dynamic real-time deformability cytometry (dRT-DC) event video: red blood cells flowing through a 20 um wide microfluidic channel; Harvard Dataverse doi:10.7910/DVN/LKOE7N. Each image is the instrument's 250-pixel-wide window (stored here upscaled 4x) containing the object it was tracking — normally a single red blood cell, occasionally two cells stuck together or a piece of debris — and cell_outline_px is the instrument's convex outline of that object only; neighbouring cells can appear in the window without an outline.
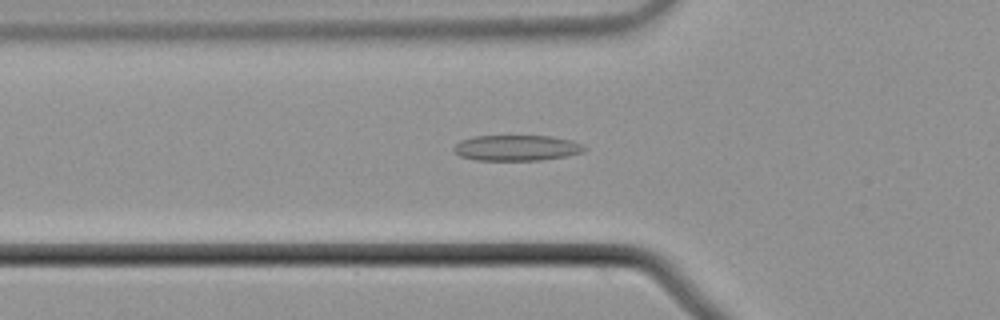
{"species": "common noctule bat (a hibernating species)", "species_latin": "Nyctalus noctula", "temperature_condition": "cold", "stored_images_in_passage": 44, "camera_frame_rate_fps": 3000, "um_per_image_px": 0.085, "animal": {"sex": "male", "body_mass_g": 21.5, "forearm_length_mm": 52.0}, "frame": {"image": 1, "passage_image": 13, "time_ms": 4.0, "image_size_px": [1000, 320], "cell_outline_px": [[588, 148], [584, 152], [568, 156], [540, 160], [476, 160], [460, 156], [452, 148], [460, 140], [472, 136], [552, 136], [572, 140], [584, 144]], "centroid_in_image_um": [43.96, 12.57], "position_along_channel_um": 81.8, "area_um2": 19.77}}
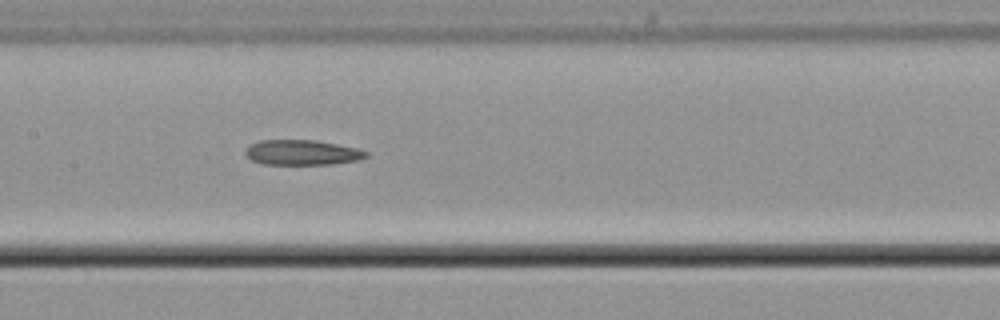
{"frame": {"image": 2, "passage_image": 21, "time_ms": 6.667, "image_size_px": [1000, 320], "cell_outline_px": [[368, 156], [356, 160], [332, 164], [264, 164], [252, 160], [244, 152], [248, 144], [260, 140], [316, 140], [356, 148], [368, 152]], "centroid_in_image_um": [25.64, 12.95], "position_along_channel_um": 181.8, "area_um2": 17.57}}
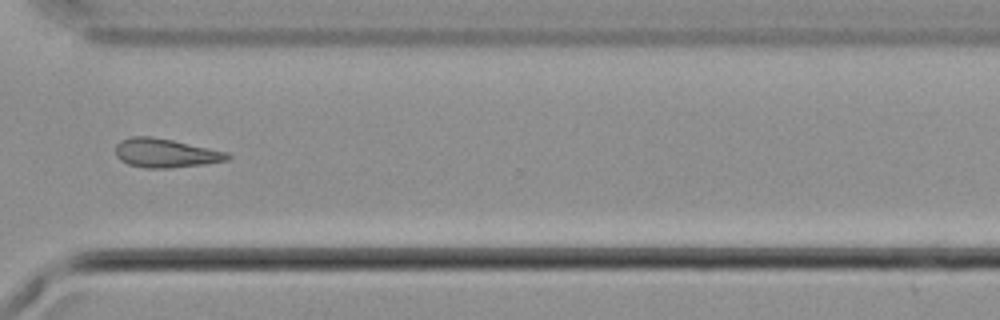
{"frame": {"image": 3, "passage_image": 35, "time_ms": 11.333, "image_size_px": [1000, 320], "cell_outline_px": [[232, 156], [228, 160], [204, 164], [168, 168], [144, 168], [128, 164], [120, 160], [116, 156], [116, 144], [120, 140], [128, 136], [152, 136], [172, 140], [228, 152]], "centroid_in_image_um": [14.04, 13.0], "position_along_channel_um": 356.6, "area_um2": 18.96}}